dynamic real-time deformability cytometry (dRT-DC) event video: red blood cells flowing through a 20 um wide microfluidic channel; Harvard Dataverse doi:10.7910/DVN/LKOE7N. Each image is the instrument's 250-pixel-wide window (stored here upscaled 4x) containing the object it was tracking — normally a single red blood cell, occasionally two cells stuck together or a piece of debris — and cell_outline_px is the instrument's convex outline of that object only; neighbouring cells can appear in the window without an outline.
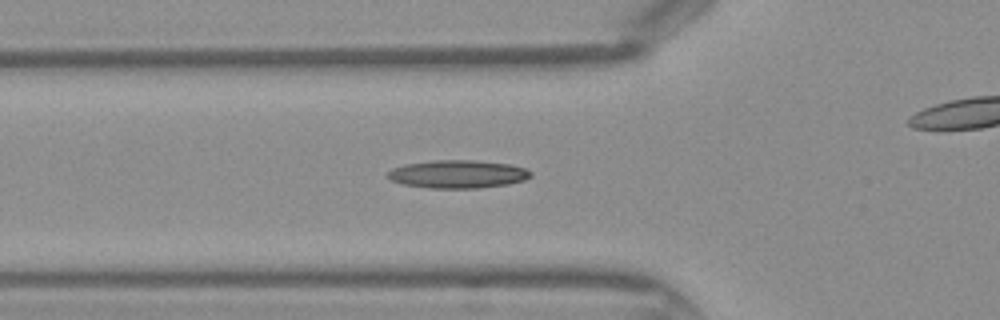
{"species": "Egyptian fruit bat (a non-hibernating species)", "species_latin": "Rousettus aegyptiacus", "temperature_condition": "warm", "stored_images_in_passage": 38, "camera_frame_rate_fps": 3000, "um_per_image_px": 0.085, "frame": {"image": 1, "passage_image": 9, "time_ms": 2.667, "image_size_px": [1000, 320], "cell_outline_px": [[532, 176], [524, 180], [508, 184], [476, 188], [428, 188], [404, 184], [392, 180], [388, 176], [388, 172], [392, 168], [408, 164], [436, 160], [472, 160], [508, 164], [524, 168], [532, 172]], "centroid_in_image_um": [38.94, 14.8], "position_along_channel_um": 86.9, "area_um2": 23.06}}
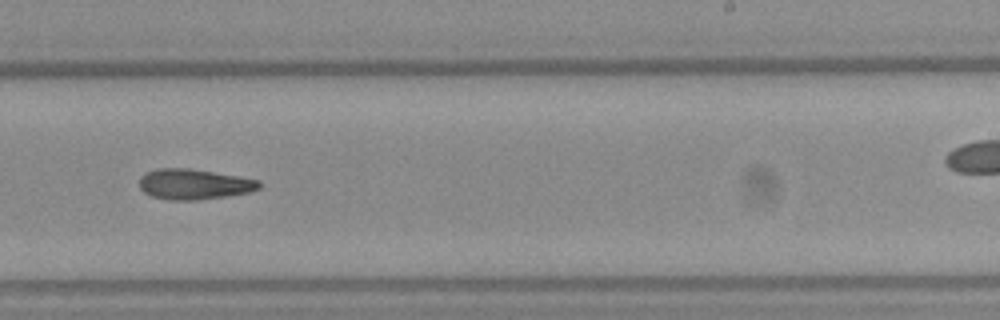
{"frame": {"image": 2, "passage_image": 21, "time_ms": 6.667, "image_size_px": [1000, 320], "cell_outline_px": [[260, 188], [248, 192], [224, 196], [196, 200], [172, 200], [152, 196], [144, 192], [140, 188], [140, 176], [144, 172], [156, 168], [188, 168], [260, 180]], "centroid_in_image_um": [16.44, 15.65], "position_along_channel_um": 272.6, "area_um2": 21.04}}
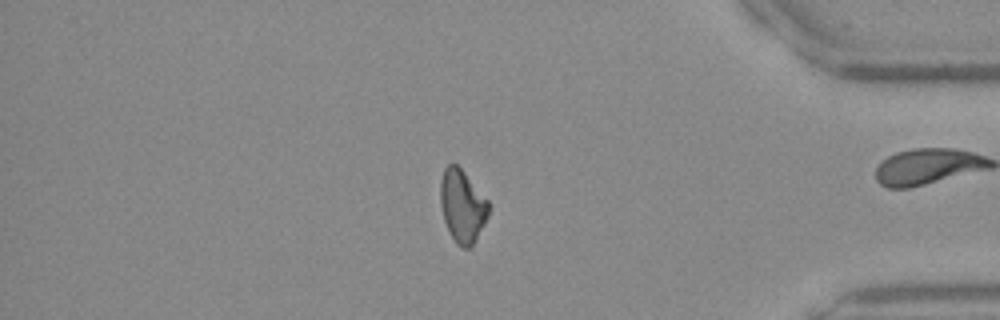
{"frame": {"image": 3, "passage_image": 31, "time_ms": 10.0, "image_size_px": [1000, 320], "cell_outline_px": [[488, 216], [476, 240], [468, 248], [464, 248], [456, 244], [448, 232], [444, 220], [440, 204], [440, 180], [444, 168], [448, 164], [456, 164], [464, 172], [488, 200]], "centroid_in_image_um": [39.27, 17.52], "position_along_channel_um": 395.9, "area_um2": 20.4}}